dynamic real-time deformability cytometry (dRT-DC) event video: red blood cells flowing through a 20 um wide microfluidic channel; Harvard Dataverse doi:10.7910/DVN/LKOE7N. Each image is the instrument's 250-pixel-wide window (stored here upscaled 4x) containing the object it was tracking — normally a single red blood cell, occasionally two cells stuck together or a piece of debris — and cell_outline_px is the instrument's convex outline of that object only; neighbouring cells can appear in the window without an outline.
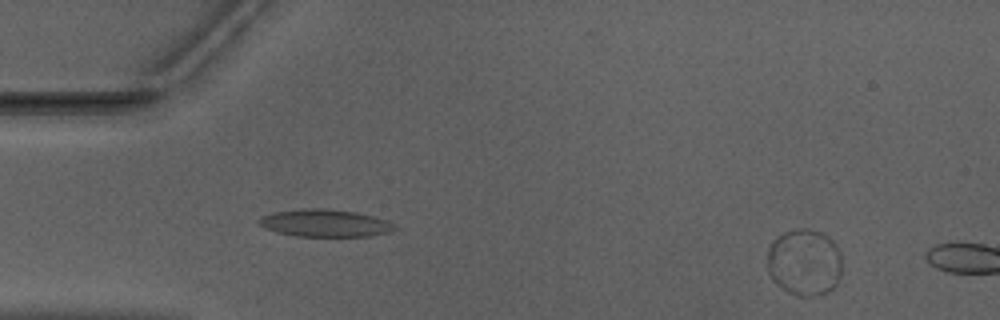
{"species": "Egyptian fruit bat (a non-hibernating species)", "species_latin": "Rousettus aegyptiacus", "temperature_condition": "warm", "stored_images_in_passage": 5, "camera_frame_rate_fps": 3000, "um_per_image_px": 0.085, "animal": {"sex": "male"}, "frame": {"image": 1, "passage_image": 3, "time_ms": 0.667, "image_size_px": [1000, 320], "cell_outline_px": [[840, 276], [836, 284], [828, 292], [820, 296], [796, 296], [788, 292], [776, 284], [772, 280], [768, 272], [768, 248], [784, 232], [796, 228], [804, 228], [820, 232], [828, 236], [836, 244], [840, 252]], "centroid_in_image_um": [68.38, 22.32], "position_along_channel_um": 16.6, "area_um2": 29.13}}